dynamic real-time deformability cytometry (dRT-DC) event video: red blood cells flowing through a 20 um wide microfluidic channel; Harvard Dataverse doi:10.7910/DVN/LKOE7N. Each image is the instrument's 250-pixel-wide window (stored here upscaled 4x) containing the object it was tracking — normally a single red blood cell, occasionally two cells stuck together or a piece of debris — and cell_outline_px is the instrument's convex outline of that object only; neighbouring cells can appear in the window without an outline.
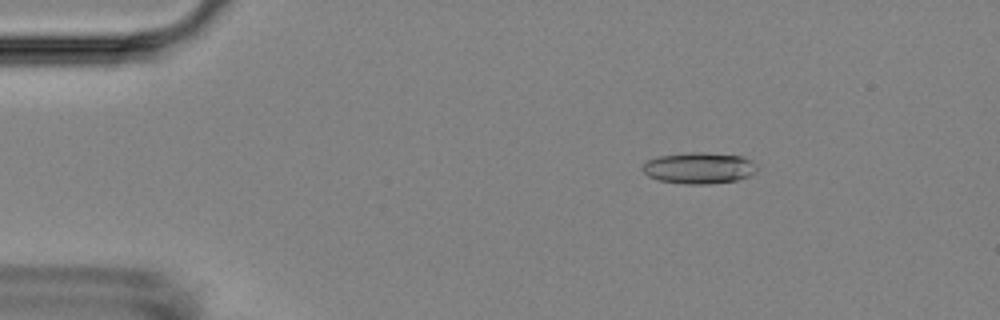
{"species": "Egyptian fruit bat (a non-hibernating species)", "species_latin": "Rousettus aegyptiacus", "temperature_condition": "room temperature", "stored_images_in_passage": 55, "camera_frame_rate_fps": 3000, "um_per_image_px": 0.085, "animal": {"sex": "female"}, "frame": {"image": 1, "passage_image": 9, "time_ms": 2.667, "image_size_px": [1000, 320], "cell_outline_px": [[756, 172], [748, 176], [736, 180], [708, 184], [684, 184], [660, 180], [648, 176], [640, 168], [648, 160], [660, 156], [696, 152], [744, 156], [752, 160], [756, 164]], "centroid_in_image_um": [59.43, 14.29], "position_along_channel_um": 25.6, "area_um2": 20.69}}
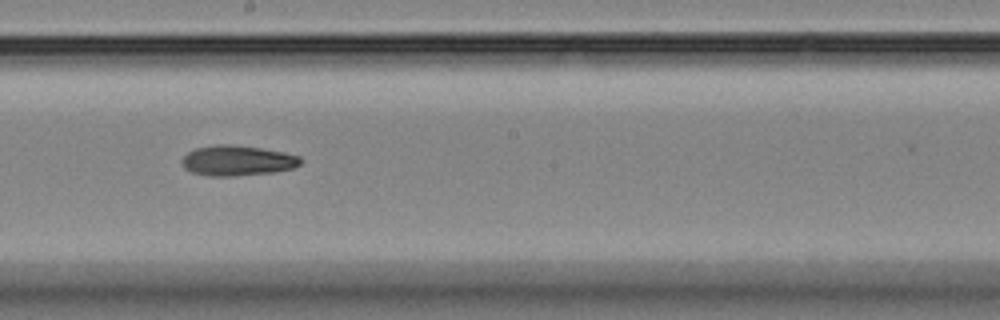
{"frame": {"image": 2, "passage_image": 31, "time_ms": 10.0, "image_size_px": [1000, 320], "cell_outline_px": [[304, 160], [296, 168], [276, 172], [236, 176], [208, 176], [192, 172], [184, 168], [180, 160], [188, 152], [196, 148], [216, 144], [232, 144], [260, 148], [284, 152], [300, 156]], "centroid_in_image_um": [20.21, 13.65], "position_along_channel_um": 228.0, "area_um2": 21.27}}
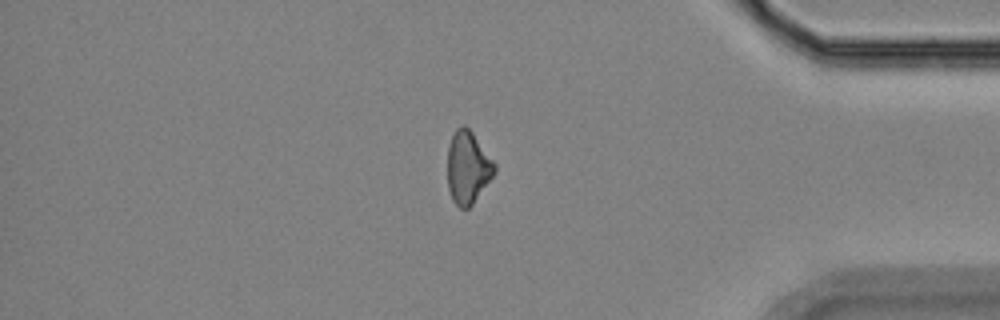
{"frame": {"image": 3, "passage_image": 47, "time_ms": 15.333, "image_size_px": [1000, 320], "cell_outline_px": [[496, 172], [472, 204], [468, 208], [460, 208], [452, 200], [448, 188], [448, 144], [456, 128], [464, 124], [472, 132], [496, 164]], "centroid_in_image_um": [39.76, 14.22], "position_along_channel_um": 395.4, "area_um2": 19.77}}